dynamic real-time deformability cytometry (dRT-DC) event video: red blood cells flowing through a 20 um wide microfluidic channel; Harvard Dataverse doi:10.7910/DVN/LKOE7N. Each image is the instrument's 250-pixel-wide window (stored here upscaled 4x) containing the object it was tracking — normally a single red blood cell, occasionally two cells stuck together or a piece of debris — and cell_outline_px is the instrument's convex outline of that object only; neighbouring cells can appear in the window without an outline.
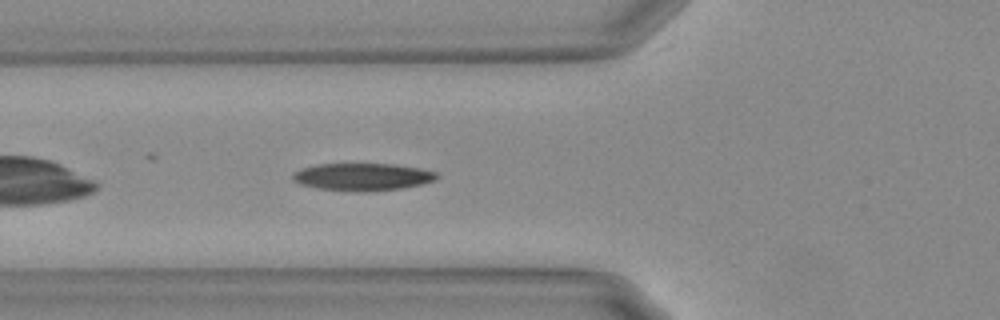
{"species": "Egyptian fruit bat (a non-hibernating species)", "species_latin": "Rousettus aegyptiacus", "temperature_condition": "warm", "stored_images_in_passage": 32, "camera_frame_rate_fps": 3000, "um_per_image_px": 0.085, "animal": {"sex": "female"}, "frame": {"image": 1, "passage_image": 5, "time_ms": 1.333, "image_size_px": [1000, 320], "cell_outline_px": [[440, 176], [436, 180], [420, 184], [400, 188], [364, 192], [360, 192], [316, 188], [300, 184], [292, 180], [292, 172], [316, 164], [392, 164], [420, 168], [436, 172]], "centroid_in_image_um": [30.8, 15.03], "position_along_channel_um": 95.0, "area_um2": 23.0}, "authors_computed_cell_mechanics": {"area_um2": 22.8888, "velocity_mm_per_s": 3.7048, "shape_relaxation_time_tau1_ms": 3.9108, "shape_relaxation_time_tau2_ms": 3.0165, "deformation_change_tau1": 0.1923, "deformation_change_tau2": 0.1012}}